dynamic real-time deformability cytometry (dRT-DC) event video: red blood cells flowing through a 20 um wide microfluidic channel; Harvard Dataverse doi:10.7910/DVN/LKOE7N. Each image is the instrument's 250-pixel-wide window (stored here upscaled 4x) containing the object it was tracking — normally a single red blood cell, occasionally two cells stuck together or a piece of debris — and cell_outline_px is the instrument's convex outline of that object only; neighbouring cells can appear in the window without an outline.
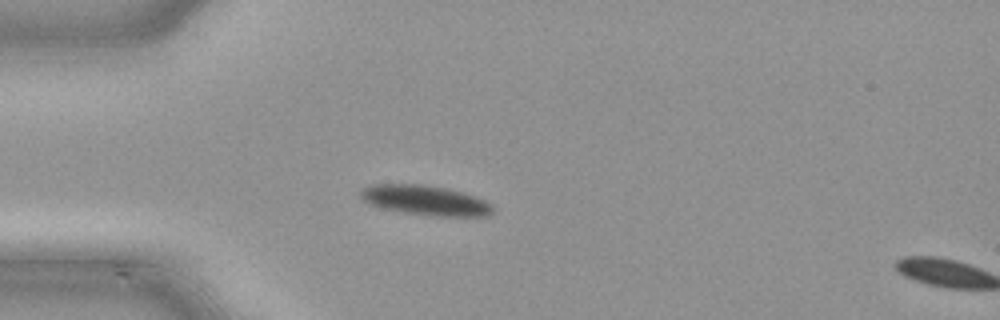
{"species": "common noctule bat (a hibernating species)", "species_latin": "Nyctalus noctula", "temperature_condition": "cold", "stored_images_in_passage": 2, "camera_frame_rate_fps": 3000, "um_per_image_px": 0.085, "animal": {"sex": "male", "body_mass_g": 21.5, "forearm_length_mm": 52.0}, "frame": {"image": 1, "passage_image": 1, "time_ms": 0.0, "image_size_px": [1000, 320], "cell_outline_px": [[492, 212], [488, 216], [436, 216], [404, 212], [384, 208], [368, 204], [360, 196], [360, 192], [364, 188], [372, 184], [420, 184], [448, 188], [464, 192], [476, 196], [492, 204]], "centroid_in_image_um": [36.18, 17.02], "position_along_channel_um": 48.8, "area_um2": 22.95}}